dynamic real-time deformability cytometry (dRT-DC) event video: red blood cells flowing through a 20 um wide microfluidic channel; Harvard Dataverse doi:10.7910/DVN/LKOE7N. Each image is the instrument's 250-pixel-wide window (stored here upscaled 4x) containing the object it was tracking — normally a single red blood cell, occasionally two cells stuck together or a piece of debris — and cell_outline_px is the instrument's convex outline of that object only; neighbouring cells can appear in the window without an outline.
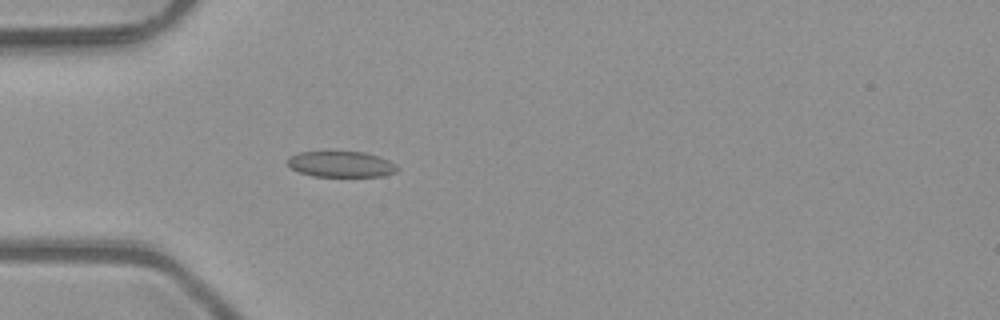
{"species": "common noctule bat (a hibernating species)", "species_latin": "Nyctalus noctula", "temperature_condition": "room temperature", "stored_images_in_passage": 4, "camera_frame_rate_fps": 3000, "um_per_image_px": 0.085, "animal": {"sex": "male", "body_mass_g": 23.1, "forearm_length_mm": 52.7}, "frame": {"image": 1, "passage_image": 4, "time_ms": 1.0, "image_size_px": [1000, 320], "cell_outline_px": [[400, 168], [396, 172], [380, 176], [312, 176], [300, 172], [284, 164], [284, 160], [288, 156], [300, 152], [364, 152], [380, 156], [388, 160]], "centroid_in_image_um": [28.94, 13.95], "position_along_channel_um": 56.1, "area_um2": 16.65}}